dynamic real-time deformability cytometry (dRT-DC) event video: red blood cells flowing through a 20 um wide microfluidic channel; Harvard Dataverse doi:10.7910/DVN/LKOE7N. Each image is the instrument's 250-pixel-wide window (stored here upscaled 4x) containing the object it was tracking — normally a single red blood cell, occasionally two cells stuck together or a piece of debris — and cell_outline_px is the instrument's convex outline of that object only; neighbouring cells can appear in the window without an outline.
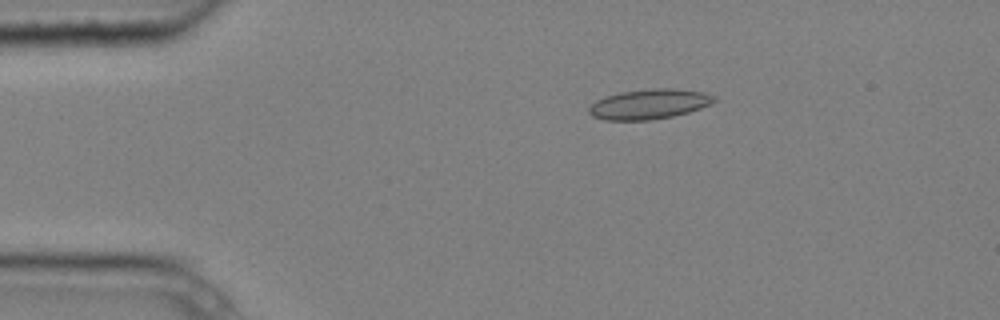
{"species": "common noctule bat (a hibernating species)", "species_latin": "Nyctalus noctula", "temperature_condition": "cold", "stored_images_in_passage": 4, "camera_frame_rate_fps": 3000, "um_per_image_px": 0.085, "animal": {"sex": "male", "body_mass_g": 20.4}, "frame": {"image": 1, "passage_image": 3, "time_ms": 0.667, "image_size_px": [1000, 320], "cell_outline_px": [[716, 100], [712, 104], [688, 112], [672, 116], [652, 120], [604, 120], [592, 116], [588, 112], [588, 108], [596, 100], [604, 96], [620, 92], [652, 88], [676, 88], [704, 92], [716, 96]], "centroid_in_image_um": [55.18, 8.84], "position_along_channel_um": 29.8, "area_um2": 22.08}}